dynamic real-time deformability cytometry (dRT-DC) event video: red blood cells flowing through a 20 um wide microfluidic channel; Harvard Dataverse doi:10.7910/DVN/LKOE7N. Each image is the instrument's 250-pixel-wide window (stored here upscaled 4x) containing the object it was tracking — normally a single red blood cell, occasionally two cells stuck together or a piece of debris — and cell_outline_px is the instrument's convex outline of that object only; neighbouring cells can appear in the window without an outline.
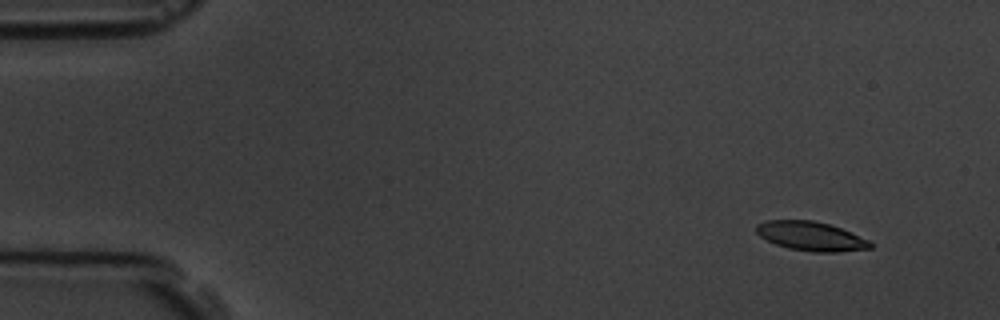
{"species": "common noctule bat (a hibernating species)", "species_latin": "Nyctalus noctula", "temperature_condition": "room temperature", "stored_images_in_passage": 3, "camera_frame_rate_fps": 3000, "um_per_image_px": 0.085, "animal": {"sex": "male", "body_mass_g": 19.5, "forearm_length_mm": 54.6}, "frame": {"image": 1, "passage_image": 3, "time_ms": 3.0, "image_size_px": [1000, 320], "cell_outline_px": [[872, 248], [836, 252], [816, 252], [788, 248], [776, 244], [760, 236], [756, 232], [756, 224], [768, 220], [812, 220], [828, 224], [840, 228], [868, 240], [872, 244]], "centroid_in_image_um": [68.9, 20.07], "position_along_channel_um": 16.1, "area_um2": 19.07}}